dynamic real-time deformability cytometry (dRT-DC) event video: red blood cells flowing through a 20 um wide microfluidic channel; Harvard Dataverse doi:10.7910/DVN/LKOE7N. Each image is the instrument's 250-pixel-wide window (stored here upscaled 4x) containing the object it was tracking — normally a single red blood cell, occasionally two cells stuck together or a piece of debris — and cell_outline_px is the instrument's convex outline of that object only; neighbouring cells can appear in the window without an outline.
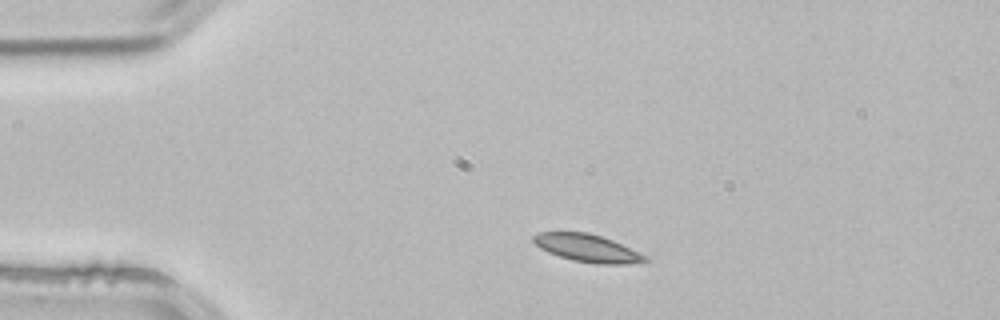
{"species": "common noctule bat (a hibernating species)", "species_latin": "Nyctalus noctula", "temperature_condition": "room temperature", "stored_images_in_passage": 2, "camera_frame_rate_fps": 3000, "um_per_image_px": 0.085, "animal": {"sex": "male", "body_mass_g": 21.5, "forearm_length_mm": 52.0}, "frame": {"image": 1, "passage_image": 1, "time_ms": 0.0, "image_size_px": [1000, 320], "cell_outline_px": [[648, 260], [628, 264], [596, 264], [572, 260], [548, 252], [540, 248], [532, 240], [532, 236], [536, 232], [588, 232], [612, 240], [648, 256]], "centroid_in_image_um": [49.9, 21.09], "position_along_channel_um": 35.1, "area_um2": 17.92}}